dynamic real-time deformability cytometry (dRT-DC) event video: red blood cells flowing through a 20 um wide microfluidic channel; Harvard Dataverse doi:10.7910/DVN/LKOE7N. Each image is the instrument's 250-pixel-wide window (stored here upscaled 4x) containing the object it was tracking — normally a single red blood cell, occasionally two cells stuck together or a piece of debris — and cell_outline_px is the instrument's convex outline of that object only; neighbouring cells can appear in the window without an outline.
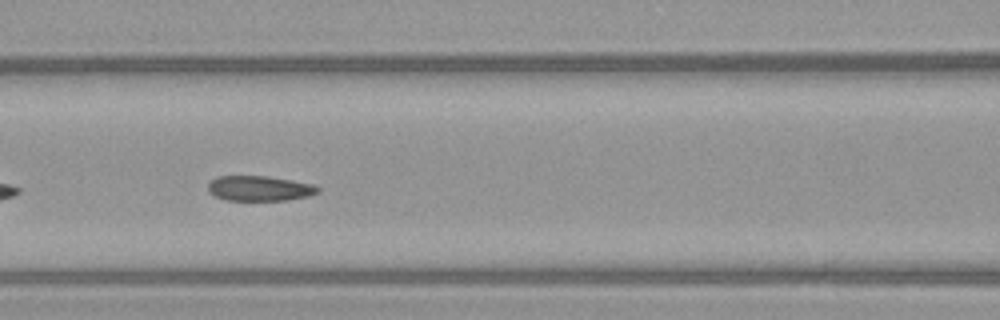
{"species": "common noctule bat (a hibernating species)", "species_latin": "Nyctalus noctula", "temperature_condition": "warm", "stored_images_in_passage": 35, "camera_frame_rate_fps": 3000, "um_per_image_px": 0.085, "animal": {"sex": "female", "body_mass_g": 21.9}, "frame": {"image": 1, "passage_image": 6, "time_ms": 1.667, "image_size_px": [1000, 320], "cell_outline_px": [[320, 192], [308, 196], [288, 200], [224, 200], [208, 192], [208, 184], [216, 176], [268, 176], [292, 180], [312, 184], [320, 188]], "centroid_in_image_um": [22.06, 16.01], "position_along_channel_um": 144.5, "area_um2": 16.13}}